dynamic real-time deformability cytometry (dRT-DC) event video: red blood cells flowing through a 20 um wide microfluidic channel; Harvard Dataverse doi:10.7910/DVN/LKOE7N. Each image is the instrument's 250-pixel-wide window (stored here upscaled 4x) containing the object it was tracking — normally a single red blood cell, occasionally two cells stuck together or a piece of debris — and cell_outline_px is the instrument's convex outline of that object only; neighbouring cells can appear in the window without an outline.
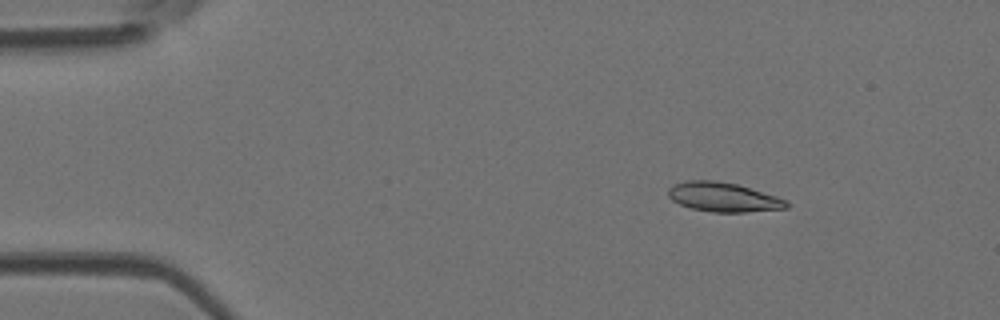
{"species": "Egyptian fruit bat (a non-hibernating species)", "species_latin": "Rousettus aegyptiacus", "temperature_condition": "room temperature", "stored_images_in_passage": 3, "camera_frame_rate_fps": 3000, "um_per_image_px": 0.085, "animal": {"sex": "female"}, "frame": {"image": 1, "passage_image": 1, "time_ms": 0.0, "image_size_px": [1000, 320], "cell_outline_px": [[792, 204], [788, 208], [744, 212], [712, 212], [692, 208], [680, 204], [672, 200], [668, 196], [668, 188], [676, 184], [688, 180], [716, 180], [736, 184], [776, 196], [788, 200]], "centroid_in_image_um": [61.51, 16.76], "position_along_channel_um": 23.5, "area_um2": 20.17}}
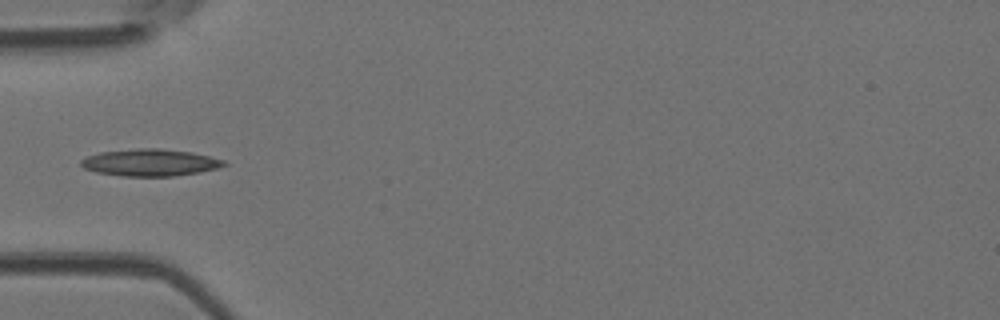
{"frame": {"image": 2, "passage_image": 3, "time_ms": 0.667, "image_size_px": [1000, 320], "cell_outline_px": [[228, 164], [216, 168], [200, 172], [172, 176], [120, 176], [96, 172], [84, 168], [80, 164], [80, 160], [88, 156], [100, 152], [136, 148], [160, 148], [192, 152], [224, 160]], "centroid_in_image_um": [12.74, 13.81], "position_along_channel_um": 72.3, "area_um2": 22.48}}